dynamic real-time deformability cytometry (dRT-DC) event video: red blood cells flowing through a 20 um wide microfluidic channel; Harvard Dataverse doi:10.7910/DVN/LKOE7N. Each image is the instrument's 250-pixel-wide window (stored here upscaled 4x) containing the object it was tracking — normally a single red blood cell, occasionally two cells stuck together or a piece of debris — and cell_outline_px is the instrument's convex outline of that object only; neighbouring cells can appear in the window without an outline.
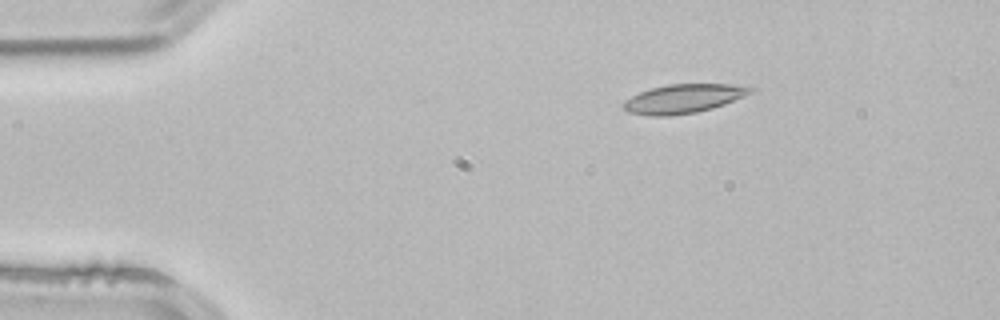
{"species": "common noctule bat (a hibernating species)", "species_latin": "Nyctalus noctula", "temperature_condition": "room temperature", "stored_images_in_passage": 3, "segment_of_instrument_passage": [1, 2], "camera_frame_rate_fps": 3000, "um_per_image_px": 0.085, "animal": {"sex": "male", "body_mass_g": 21.5, "forearm_length_mm": 52.0}, "frame": {"image": 1, "passage_image": 1, "time_ms": 0.0, "image_size_px": [1000, 320], "cell_outline_px": [[756, 88], [752, 92], [744, 96], [724, 104], [712, 108], [696, 112], [668, 116], [648, 116], [628, 112], [624, 108], [624, 100], [640, 92], [652, 88], [668, 84], [728, 84]], "centroid_in_image_um": [58.08, 8.39], "position_along_channel_um": 26.9, "area_um2": 21.21}}